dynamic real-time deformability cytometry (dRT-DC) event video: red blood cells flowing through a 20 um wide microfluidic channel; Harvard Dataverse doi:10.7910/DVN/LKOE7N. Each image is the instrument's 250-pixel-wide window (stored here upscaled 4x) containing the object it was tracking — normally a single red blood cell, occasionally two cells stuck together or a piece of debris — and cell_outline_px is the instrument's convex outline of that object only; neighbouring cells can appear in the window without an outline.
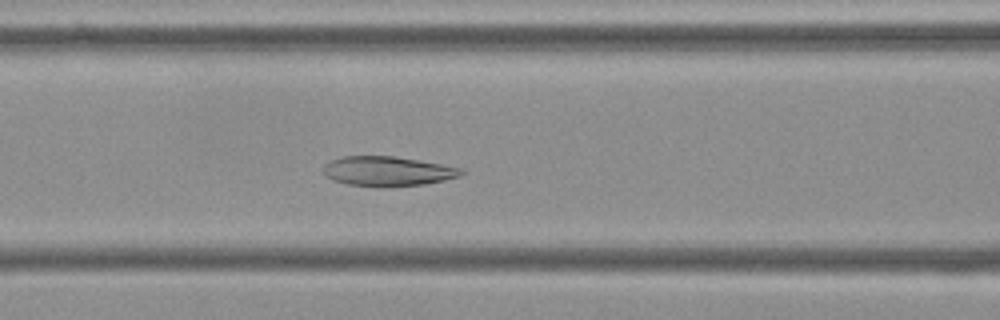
{"species": "Egyptian fruit bat (a non-hibernating species)", "species_latin": "Rousettus aegyptiacus", "temperature_condition": "cold", "stored_images_in_passage": 56, "camera_frame_rate_fps": 3000, "um_per_image_px": 0.085, "frame": {"image": 1, "passage_image": 23, "time_ms": 7.333, "image_size_px": [1000, 320], "cell_outline_px": [[468, 172], [460, 176], [444, 180], [424, 184], [348, 184], [332, 180], [324, 176], [320, 172], [320, 168], [324, 164], [340, 156], [392, 156], [440, 164], [460, 168]], "centroid_in_image_um": [32.88, 14.51], "position_along_channel_um": 133.7, "area_um2": 23.12}}
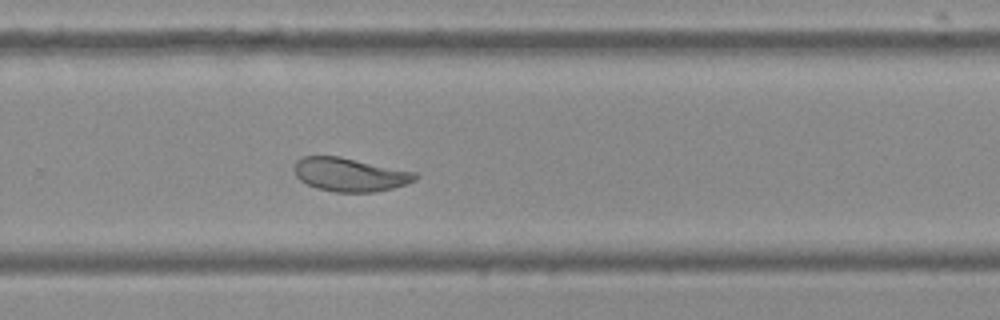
{"frame": {"image": 2, "passage_image": 37, "time_ms": 12.0, "image_size_px": [1000, 320], "cell_outline_px": [[420, 176], [416, 180], [392, 188], [372, 192], [336, 192], [316, 188], [300, 180], [296, 176], [292, 168], [296, 160], [300, 156], [340, 156], [416, 172]], "centroid_in_image_um": [29.71, 14.82], "position_along_channel_um": 300.1, "area_um2": 23.81}}
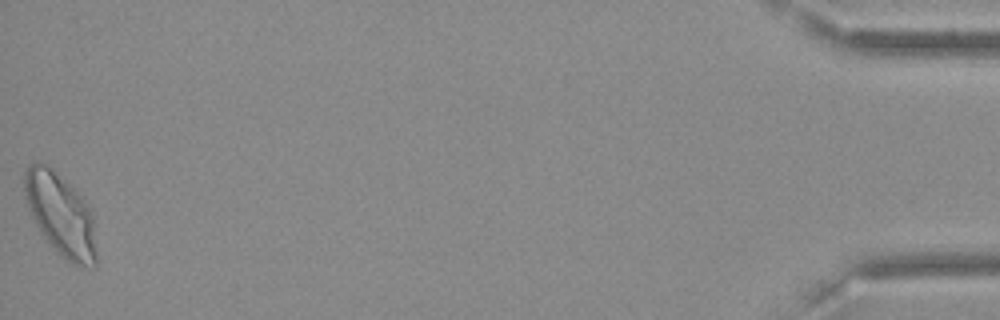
{"frame": {"image": 3, "passage_image": 56, "time_ms": 18.333, "image_size_px": [1000, 320], "cell_outline_px": [[96, 268], [80, 268], [72, 264], [40, 232], [28, 208], [24, 192], [24, 172], [28, 164], [32, 160], [44, 164], [64, 180], [76, 192], [92, 212], [96, 256]], "centroid_in_image_um": [5.14, 18.26], "position_along_channel_um": 430.1, "area_um2": 33.87}, "authors_computed_cell_mechanics": {"area_um2": 26.2123, "velocity_mm_per_s": 3.5732, "shape_relaxation_time_tau1_ms": 8.0831, "shape_relaxation_time_tau2_ms": 1.9001, "deformation_change_tau1": 0.1644, "deformation_change_tau2": 0.0523}}